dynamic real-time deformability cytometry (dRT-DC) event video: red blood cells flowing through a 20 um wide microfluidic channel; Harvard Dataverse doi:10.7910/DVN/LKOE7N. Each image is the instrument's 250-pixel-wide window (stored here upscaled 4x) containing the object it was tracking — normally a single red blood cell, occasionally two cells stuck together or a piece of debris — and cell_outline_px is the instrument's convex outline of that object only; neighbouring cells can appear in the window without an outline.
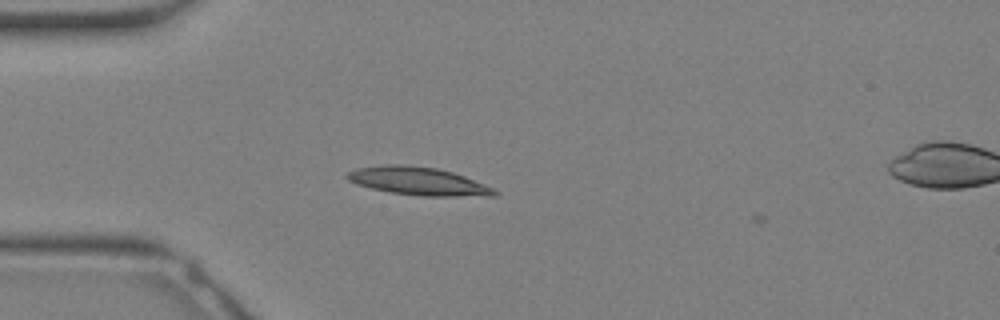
{"species": "Egyptian fruit bat (a non-hibernating species)", "species_latin": "Rousettus aegyptiacus", "temperature_condition": "warm", "stored_images_in_passage": 6, "camera_frame_rate_fps": 3000, "um_per_image_px": 0.085, "animal": {"sex": "female"}, "frame": {"image": 1, "passage_image": 1, "time_ms": 0.0, "image_size_px": [1000, 320], "cell_outline_px": [[500, 192], [496, 196], [420, 196], [388, 192], [356, 184], [348, 180], [344, 176], [348, 172], [356, 168], [384, 164], [400, 164], [436, 168], [452, 172], [464, 176], [484, 184]], "centroid_in_image_um": [35.53, 15.4], "position_along_channel_um": 49.5, "area_um2": 24.16}}
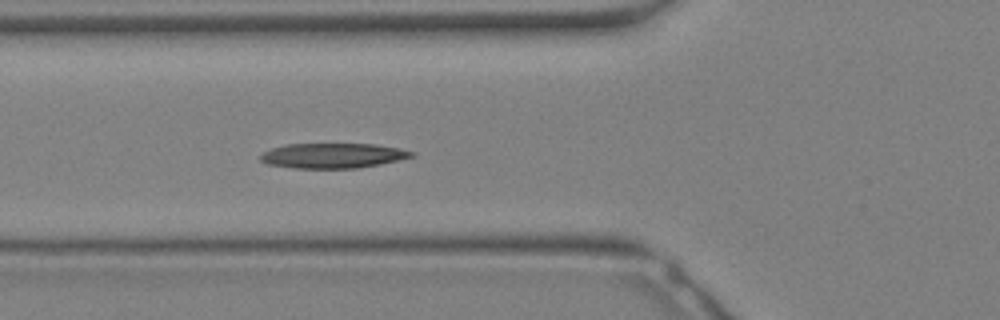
{"frame": {"image": 2, "passage_image": 4, "time_ms": 1.0, "image_size_px": [1000, 320], "cell_outline_px": [[416, 156], [380, 164], [356, 168], [296, 168], [268, 164], [260, 160], [260, 156], [264, 152], [272, 148], [284, 144], [376, 144], [400, 148], [416, 152]], "centroid_in_image_um": [28.33, 13.22], "position_along_channel_um": 97.5, "area_um2": 22.02}}
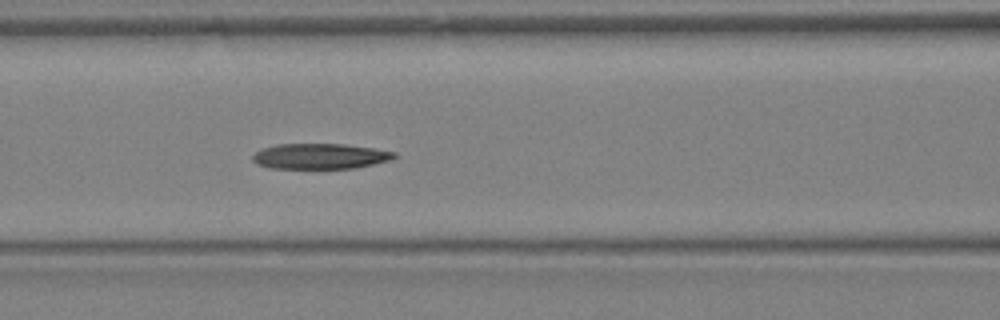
{"frame": {"image": 3, "passage_image": 6, "time_ms": 1.667, "image_size_px": [1000, 320], "cell_outline_px": [[396, 156], [388, 160], [356, 168], [268, 168], [256, 164], [252, 160], [252, 156], [260, 148], [276, 144], [344, 144], [376, 148], [396, 152]], "centroid_in_image_um": [27.16, 13.27], "position_along_channel_um": 139.4, "area_um2": 21.1}}